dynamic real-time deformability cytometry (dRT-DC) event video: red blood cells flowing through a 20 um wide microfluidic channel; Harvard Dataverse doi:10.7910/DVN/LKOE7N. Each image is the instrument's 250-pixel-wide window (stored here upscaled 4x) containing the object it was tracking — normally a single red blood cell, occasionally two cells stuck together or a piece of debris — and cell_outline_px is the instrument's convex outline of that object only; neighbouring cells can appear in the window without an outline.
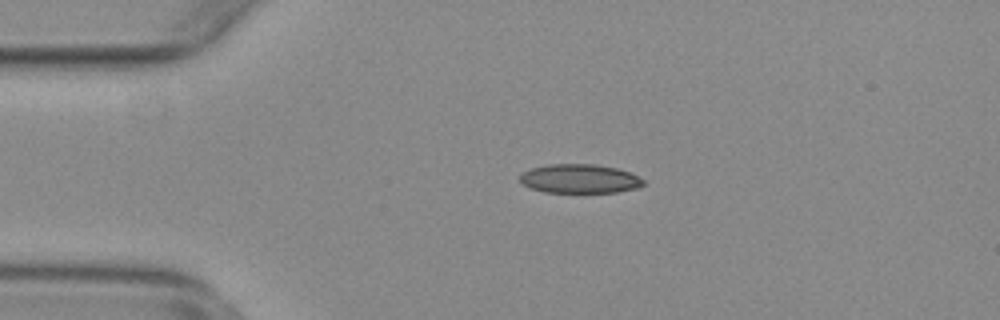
{"species": "common noctule bat (a hibernating species)", "species_latin": "Nyctalus noctula", "temperature_condition": "warm", "stored_images_in_passage": 46, "camera_frame_rate_fps": 3000, "um_per_image_px": 0.085, "animal": {"sex": "female", "body_mass_g": 29.2, "forearm_length_mm": 56.3}, "frame": {"image": 1, "passage_image": 11, "time_ms": 3.333, "image_size_px": [1000, 320], "cell_outline_px": [[644, 184], [636, 188], [616, 192], [544, 192], [532, 188], [524, 184], [520, 180], [520, 176], [524, 172], [532, 168], [548, 164], [596, 164], [616, 168], [628, 172], [644, 180]], "centroid_in_image_um": [49.27, 15.19], "position_along_channel_um": 35.7, "area_um2": 20.58}}
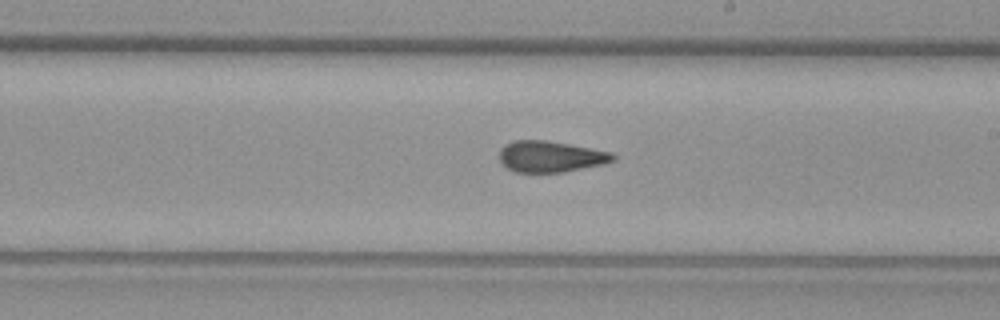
{"frame": {"image": 2, "passage_image": 30, "time_ms": 9.667, "image_size_px": [1000, 320], "cell_outline_px": [[616, 160], [604, 164], [564, 172], [516, 172], [508, 168], [500, 160], [500, 148], [504, 144], [512, 140], [548, 140], [612, 152], [616, 156]], "centroid_in_image_um": [46.82, 13.3], "position_along_channel_um": 242.2, "area_um2": 20.75}}
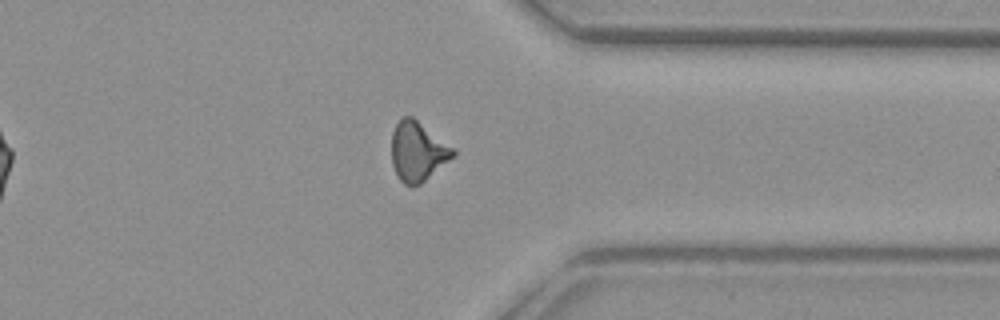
{"frame": {"image": 3, "passage_image": 41, "time_ms": 13.333, "image_size_px": [1000, 320], "cell_outline_px": [[456, 156], [420, 184], [404, 184], [400, 180], [392, 164], [392, 132], [396, 124], [404, 116], [412, 116], [456, 148]], "centroid_in_image_um": [35.55, 12.85], "position_along_channel_um": 375.9, "area_um2": 21.39}, "authors_computed_cell_mechanics": {"area_um2": 20.8658, "velocity_mm_per_s": 3.8174, "shape_relaxation_time_tau1_ms": null, "shape_relaxation_time_tau2_ms": 2.1648, "deformation_change_tau1": null, "deformation_change_tau2": 0.1046}}